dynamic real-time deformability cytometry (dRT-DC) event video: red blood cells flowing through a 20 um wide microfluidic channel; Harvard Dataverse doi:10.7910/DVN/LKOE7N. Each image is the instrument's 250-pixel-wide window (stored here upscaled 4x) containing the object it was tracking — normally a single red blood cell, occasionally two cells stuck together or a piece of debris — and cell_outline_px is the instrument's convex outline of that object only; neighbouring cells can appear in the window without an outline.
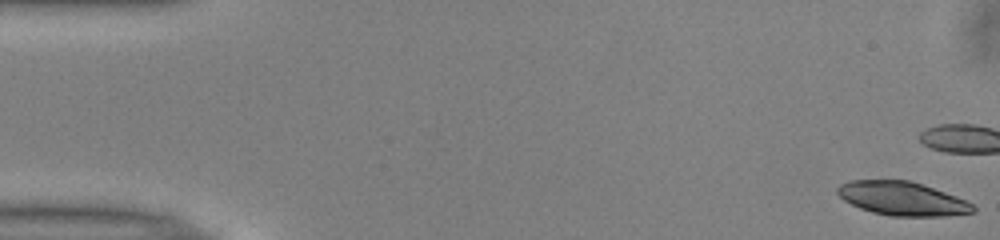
{"species": "common noctule bat (a hibernating species)", "species_latin": "Nyctalus noctula", "temperature_condition": "warm", "stored_images_in_passage": 16, "camera_frame_rate_fps": 3000, "um_per_image_px": 0.085, "animal": {"sex": "male", "body_mass_g": 13.0, "forearm_length_mm": 53.1}, "frame": {"image": 1, "passage_image": 1, "time_ms": 0.0, "image_size_px": [1000, 240], "cell_outline_px": [[976, 212], [944, 216], [892, 216], [872, 212], [860, 208], [844, 200], [836, 192], [836, 188], [840, 184], [848, 180], [908, 180], [956, 196], [972, 204], [976, 208]], "centroid_in_image_um": [76.67, 16.88], "position_along_channel_um": 8.3, "area_um2": 26.47}}